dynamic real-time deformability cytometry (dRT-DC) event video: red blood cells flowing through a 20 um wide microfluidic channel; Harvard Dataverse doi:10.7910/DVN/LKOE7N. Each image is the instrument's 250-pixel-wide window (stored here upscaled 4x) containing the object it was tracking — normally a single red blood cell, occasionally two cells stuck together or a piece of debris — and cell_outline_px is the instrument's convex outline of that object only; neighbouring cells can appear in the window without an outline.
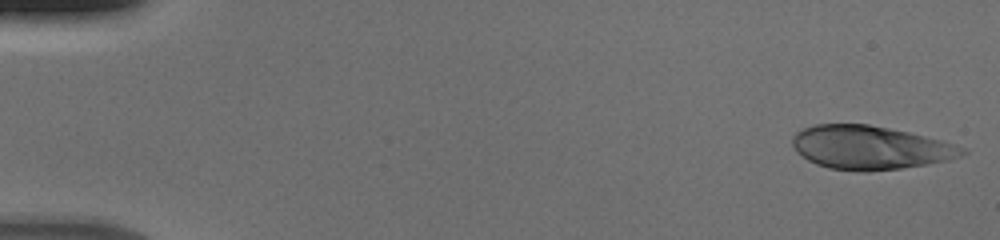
{"species": "human", "species_latin": "Homo sapiens", "temperature_condition": "cold", "stored_images_in_passage": 53, "camera_frame_rate_fps": 3000, "um_per_image_px": 0.085, "donor": {"sex": "male"}, "frame": {"image": 1, "passage_image": 1, "time_ms": 0.0, "image_size_px": [1000, 240], "cell_outline_px": [[968, 152], [960, 156], [928, 164], [900, 168], [868, 172], [856, 172], [828, 168], [816, 164], [808, 160], [792, 144], [792, 136], [796, 132], [804, 128], [816, 124], [868, 124], [908, 132], [940, 140], [964, 148]], "centroid_in_image_um": [73.93, 12.55], "position_along_channel_um": 11.1, "area_um2": 42.77}}
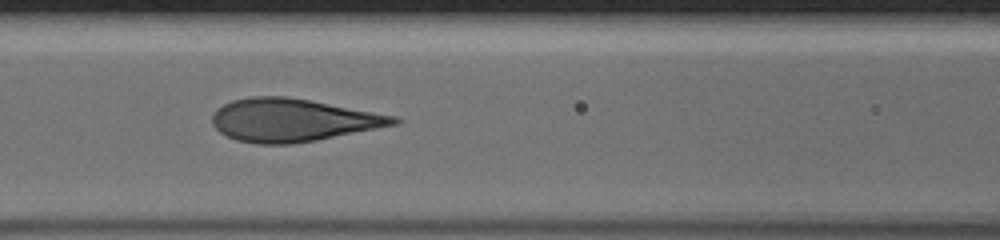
{"frame": {"image": 2, "passage_image": 23, "time_ms": 7.333, "image_size_px": [1000, 240], "cell_outline_px": [[404, 120], [400, 124], [316, 140], [292, 144], [256, 144], [236, 140], [220, 132], [212, 124], [212, 112], [216, 108], [232, 100], [252, 96], [288, 96], [396, 116]], "centroid_in_image_um": [24.88, 10.21], "position_along_channel_um": 141.7, "area_um2": 45.49}}
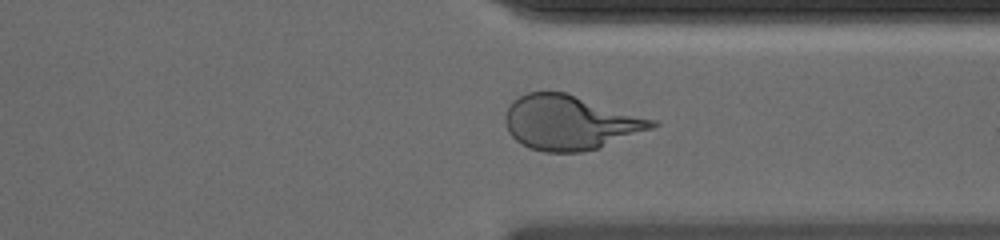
{"frame": {"image": 3, "passage_image": 40, "time_ms": 13.0, "image_size_px": [1000, 240], "cell_outline_px": [[660, 124], [652, 128], [596, 148], [580, 152], [544, 152], [528, 148], [520, 144], [508, 132], [504, 120], [504, 116], [512, 100], [528, 92], [564, 92], [656, 120]], "centroid_in_image_um": [48.39, 10.42], "position_along_channel_um": 363.0, "area_um2": 46.12}}